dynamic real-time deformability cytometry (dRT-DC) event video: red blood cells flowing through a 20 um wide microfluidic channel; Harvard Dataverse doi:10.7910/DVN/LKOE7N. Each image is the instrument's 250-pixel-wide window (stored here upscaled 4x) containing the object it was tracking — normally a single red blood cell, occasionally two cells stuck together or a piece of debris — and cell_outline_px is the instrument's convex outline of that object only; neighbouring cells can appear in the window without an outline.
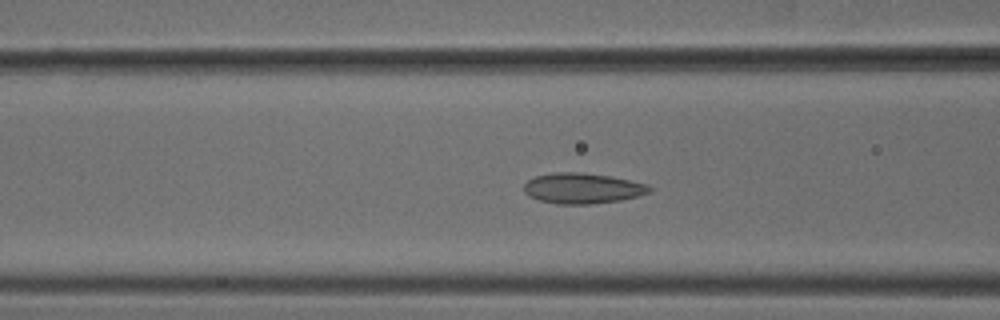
{"species": "common noctule bat (a hibernating species)", "species_latin": "Nyctalus noctula", "temperature_condition": "cold", "stored_images_in_passage": 24, "camera_frame_rate_fps": 3000, "um_per_image_px": 0.085, "animal": {"sex": "male", "body_mass_g": 18.8}, "frame": {"image": 1, "passage_image": 16, "time_ms": 5.0, "image_size_px": [1000, 320], "cell_outline_px": [[652, 188], [648, 192], [640, 196], [620, 200], [588, 204], [556, 204], [540, 200], [528, 196], [524, 192], [524, 184], [528, 180], [536, 176], [552, 172], [580, 172], [608, 176], [648, 184]], "centroid_in_image_um": [49.48, 16.0], "position_along_channel_um": 117.1, "area_um2": 22.25}}
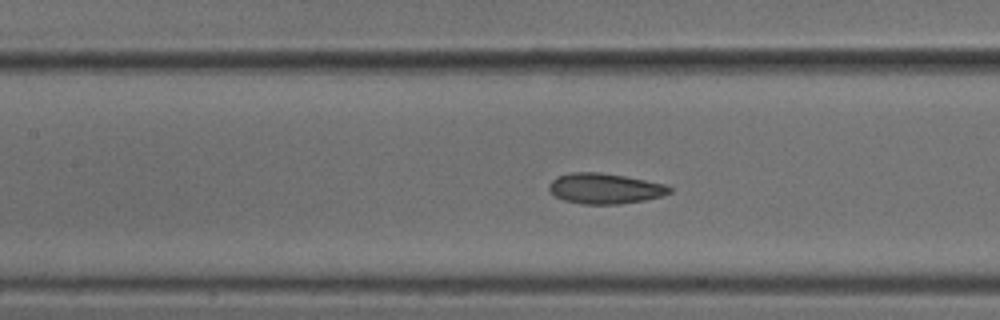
{"frame": {"image": 2, "passage_image": 19, "time_ms": 6.0, "image_size_px": [1000, 320], "cell_outline_px": [[672, 192], [664, 196], [644, 200], [620, 204], [584, 204], [564, 200], [556, 196], [548, 188], [548, 184], [556, 176], [572, 172], [600, 172], [624, 176], [664, 184], [672, 188]], "centroid_in_image_um": [51.41, 16.02], "position_along_channel_um": 156.0, "area_um2": 21.39}}
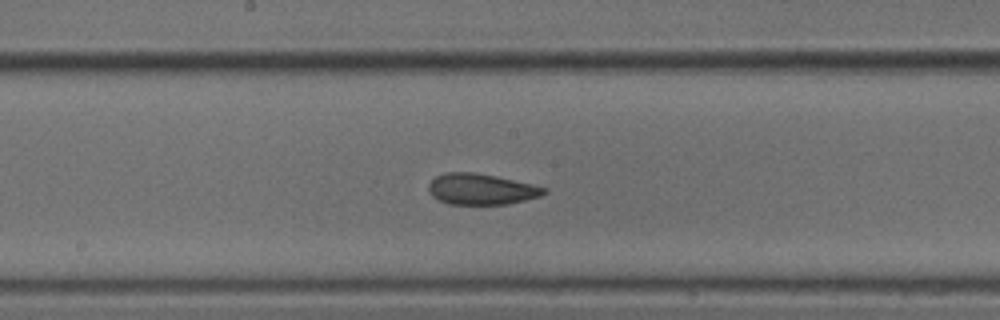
{"frame": {"image": 3, "passage_image": 23, "time_ms": 7.333, "image_size_px": [1000, 320], "cell_outline_px": [[548, 192], [540, 196], [508, 204], [448, 204], [432, 196], [428, 192], [428, 184], [436, 176], [444, 172], [476, 172], [496, 176], [532, 184], [548, 188]], "centroid_in_image_um": [40.89, 16.07], "position_along_channel_um": 207.3, "area_um2": 20.92}}